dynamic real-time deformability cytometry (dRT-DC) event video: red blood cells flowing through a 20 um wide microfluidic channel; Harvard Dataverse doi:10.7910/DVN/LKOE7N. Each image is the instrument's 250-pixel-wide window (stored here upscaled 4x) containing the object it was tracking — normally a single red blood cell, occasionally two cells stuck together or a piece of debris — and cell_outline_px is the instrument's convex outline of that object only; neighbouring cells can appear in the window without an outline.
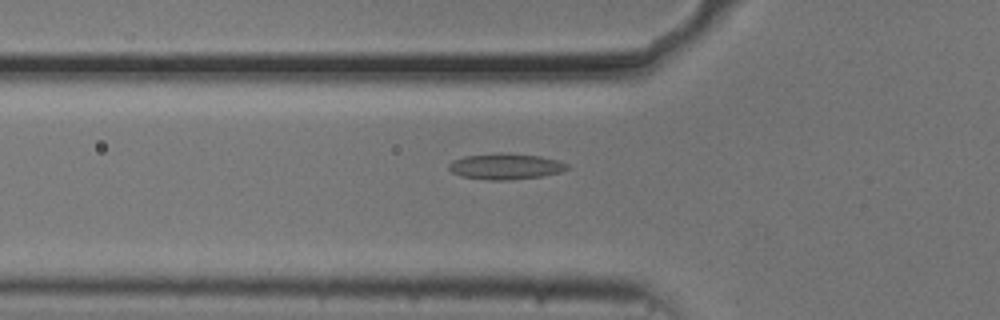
{"species": "common noctule bat (a hibernating species)", "species_latin": "Nyctalus noctula", "temperature_condition": "cold", "stored_images_in_passage": 39, "camera_frame_rate_fps": 3000, "um_per_image_px": 0.085, "animal": {"sex": "male", "body_mass_g": 20.5, "forearm_length_mm": 52.5}, "frame": {"image": 1, "passage_image": 6, "time_ms": 1.667, "image_size_px": [1000, 320], "cell_outline_px": [[568, 168], [560, 172], [544, 176], [508, 180], [488, 180], [460, 176], [452, 172], [448, 168], [448, 164], [452, 160], [464, 156], [500, 152], [540, 156], [556, 160], [568, 164]], "centroid_in_image_um": [42.93, 14.14], "position_along_channel_um": 82.9, "area_um2": 17.98}}
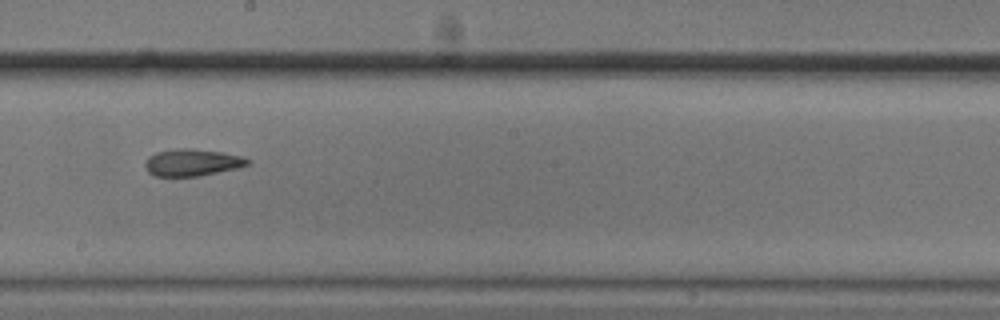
{"frame": {"image": 2, "passage_image": 18, "time_ms": 5.667, "image_size_px": [1000, 320], "cell_outline_px": [[252, 160], [248, 164], [240, 168], [200, 176], [156, 176], [148, 172], [144, 164], [148, 156], [156, 152], [180, 148], [192, 148], [224, 152], [240, 156]], "centroid_in_image_um": [16.36, 13.81], "position_along_channel_um": 231.8, "area_um2": 16.3}}
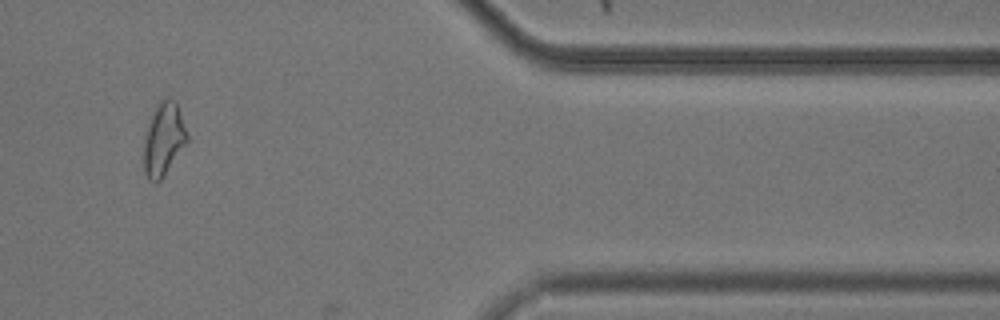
{"frame": {"image": 3, "passage_image": 34, "time_ms": 11.0, "image_size_px": [1000, 320], "cell_outline_px": [[188, 140], [160, 180], [156, 184], [148, 180], [144, 172], [144, 136], [148, 120], [156, 104], [160, 100], [168, 96], [176, 100], [188, 136]], "centroid_in_image_um": [13.88, 11.79], "position_along_channel_um": 397.5, "area_um2": 18.55}}